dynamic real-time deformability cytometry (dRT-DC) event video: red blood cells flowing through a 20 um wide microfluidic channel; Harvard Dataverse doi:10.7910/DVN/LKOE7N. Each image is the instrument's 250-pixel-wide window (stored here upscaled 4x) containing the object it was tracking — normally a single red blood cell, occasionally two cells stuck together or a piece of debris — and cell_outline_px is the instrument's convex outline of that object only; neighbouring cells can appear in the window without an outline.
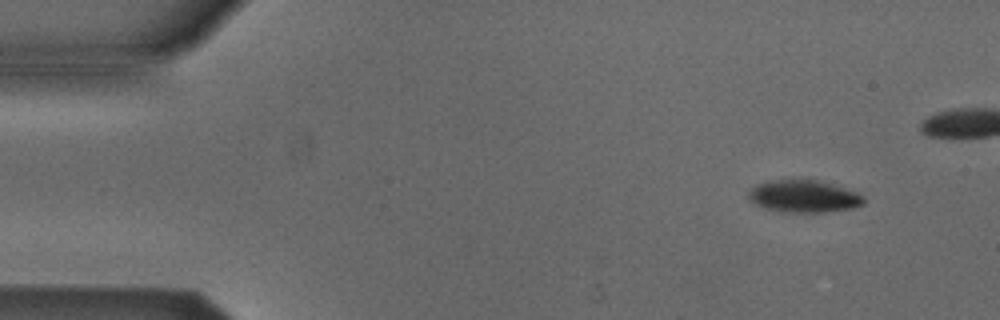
{"species": "Egyptian fruit bat (a non-hibernating species)", "species_latin": "Rousettus aegyptiacus", "temperature_condition": "cold", "stored_images_in_passage": 9, "segment_of_instrument_passage": [1, 2], "camera_frame_rate_fps": 3000, "um_per_image_px": 0.085, "animal": {"sex": "male"}, "frame": {"image": 1, "passage_image": 2, "time_ms": 1.333, "image_size_px": [1000, 320], "cell_outline_px": [[864, 204], [852, 208], [824, 212], [792, 212], [768, 208], [756, 204], [748, 200], [748, 192], [756, 184], [768, 180], [820, 180], [856, 192], [864, 196]], "centroid_in_image_um": [68.32, 16.67], "position_along_channel_um": 16.7, "area_um2": 21.44}}
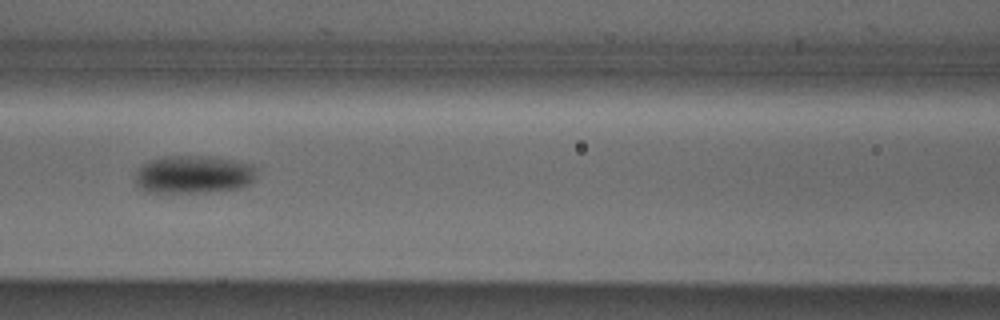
{"frame": {"image": 2, "passage_image": 7, "time_ms": 7.333, "image_size_px": [1000, 320], "cell_outline_px": [[252, 180], [248, 184], [240, 188], [208, 192], [144, 192], [136, 184], [136, 172], [148, 160], [160, 156], [208, 156], [252, 164]], "centroid_in_image_um": [16.37, 14.83], "position_along_channel_um": 150.2, "area_um2": 26.53}}
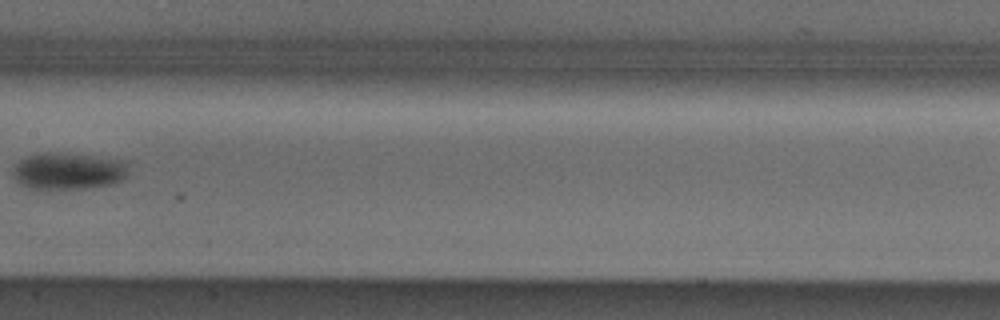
{"frame": {"image": 3, "passage_image": 8, "time_ms": 8.667, "image_size_px": [1000, 320], "cell_outline_px": [[128, 160], [124, 180], [108, 184], [84, 188], [28, 188], [20, 184], [12, 176], [12, 168], [20, 160], [36, 152], [64, 152]], "centroid_in_image_um": [5.78, 14.5], "position_along_channel_um": 201.6, "area_um2": 25.03}}